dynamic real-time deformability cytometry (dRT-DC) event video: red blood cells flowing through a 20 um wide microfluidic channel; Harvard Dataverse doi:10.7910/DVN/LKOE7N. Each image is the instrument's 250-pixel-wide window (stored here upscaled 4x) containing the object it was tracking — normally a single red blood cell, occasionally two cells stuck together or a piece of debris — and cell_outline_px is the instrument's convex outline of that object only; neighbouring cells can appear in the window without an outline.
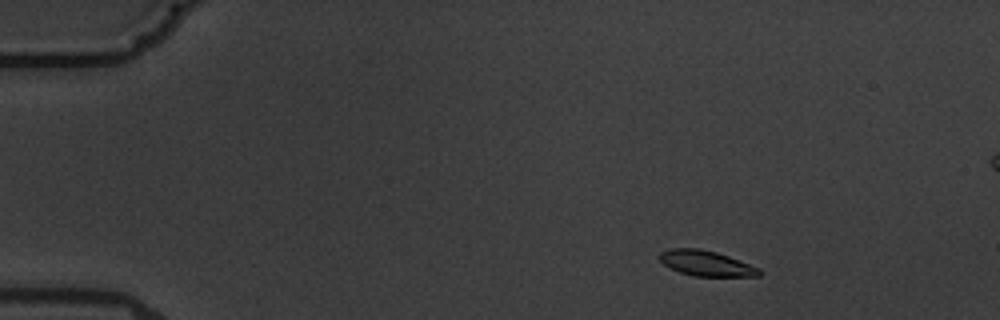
{"species": "common noctule bat (a hibernating species)", "species_latin": "Nyctalus noctula", "temperature_condition": "warm", "stored_images_in_passage": 9, "camera_frame_rate_fps": 3000, "um_per_image_px": 0.085, "animal": {"sex": "male", "body_mass_g": 19.5, "forearm_length_mm": 54.6}, "frame": {"image": 1, "passage_image": 2, "time_ms": 1.0, "image_size_px": [1000, 320], "cell_outline_px": [[764, 272], [760, 276], [692, 276], [680, 272], [664, 264], [660, 260], [660, 252], [668, 248], [700, 248], [716, 252], [728, 256], [760, 268]], "centroid_in_image_um": [60.05, 22.38], "position_along_channel_um": 25.0, "area_um2": 14.74}}
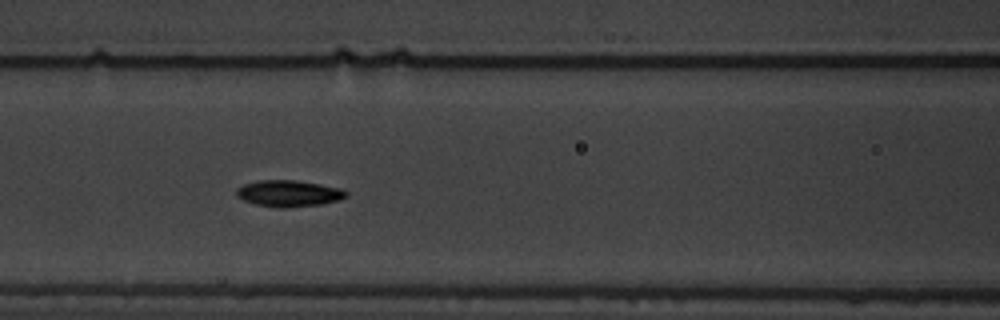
{"frame": {"image": 2, "passage_image": 7, "time_ms": 6.667, "image_size_px": [1000, 320], "cell_outline_px": [[348, 196], [336, 200], [320, 204], [284, 208], [280, 208], [256, 204], [244, 200], [236, 196], [236, 188], [244, 184], [260, 180], [296, 180], [320, 184], [340, 188], [348, 192]], "centroid_in_image_um": [24.52, 16.43], "position_along_channel_um": 142.1, "area_um2": 16.76}}
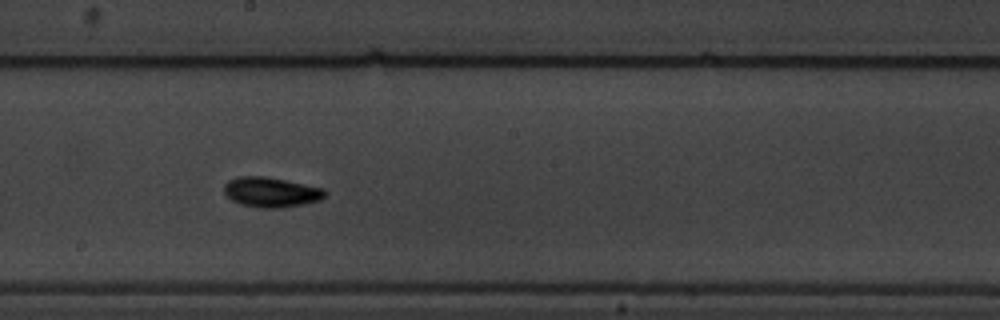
{"frame": {"image": 3, "passage_image": 9, "time_ms": 9.0, "image_size_px": [1000, 320], "cell_outline_px": [[328, 192], [320, 200], [304, 204], [280, 208], [256, 208], [240, 204], [232, 200], [224, 192], [224, 184], [228, 180], [236, 176], [264, 176], [324, 188]], "centroid_in_image_um": [23.03, 16.34], "position_along_channel_um": 225.2, "area_um2": 17.74}}